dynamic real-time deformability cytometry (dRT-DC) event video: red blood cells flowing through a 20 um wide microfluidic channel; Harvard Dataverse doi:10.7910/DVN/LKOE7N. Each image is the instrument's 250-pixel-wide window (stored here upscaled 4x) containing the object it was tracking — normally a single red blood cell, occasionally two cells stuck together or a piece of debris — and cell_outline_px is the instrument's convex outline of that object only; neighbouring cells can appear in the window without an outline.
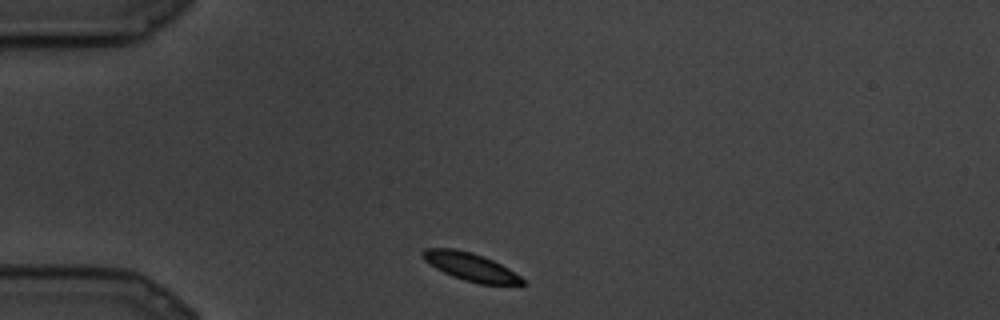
{"species": "common noctule bat (a hibernating species)", "species_latin": "Nyctalus noctula", "temperature_condition": "cold", "stored_images_in_passage": 6, "camera_frame_rate_fps": 3000, "um_per_image_px": 0.085, "animal": {"sex": "male", "body_mass_g": 19.5, "forearm_length_mm": 54.6}, "frame": {"image": 1, "passage_image": 1, "time_ms": 0.0, "image_size_px": [1000, 320], "cell_outline_px": [[528, 284], [480, 284], [464, 280], [452, 276], [436, 268], [424, 260], [420, 256], [420, 252], [424, 248], [456, 248], [472, 252], [484, 256], [508, 268], [520, 276]], "centroid_in_image_um": [39.96, 22.66], "position_along_channel_um": 45.0, "area_um2": 16.3}}
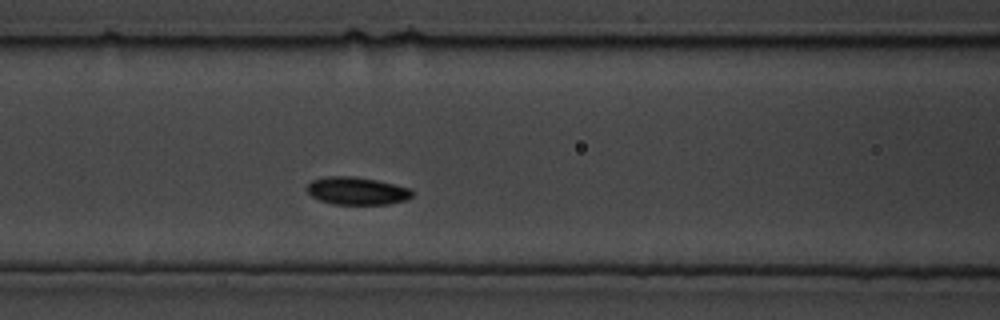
{"frame": {"image": 2, "passage_image": 6, "time_ms": 1.667, "image_size_px": [1000, 320], "cell_outline_px": [[412, 196], [404, 200], [388, 204], [332, 204], [320, 200], [312, 196], [304, 188], [312, 180], [328, 176], [352, 176], [376, 180], [396, 184], [412, 188]], "centroid_in_image_um": [30.33, 16.22], "position_along_channel_um": 136.3, "area_um2": 16.99}}